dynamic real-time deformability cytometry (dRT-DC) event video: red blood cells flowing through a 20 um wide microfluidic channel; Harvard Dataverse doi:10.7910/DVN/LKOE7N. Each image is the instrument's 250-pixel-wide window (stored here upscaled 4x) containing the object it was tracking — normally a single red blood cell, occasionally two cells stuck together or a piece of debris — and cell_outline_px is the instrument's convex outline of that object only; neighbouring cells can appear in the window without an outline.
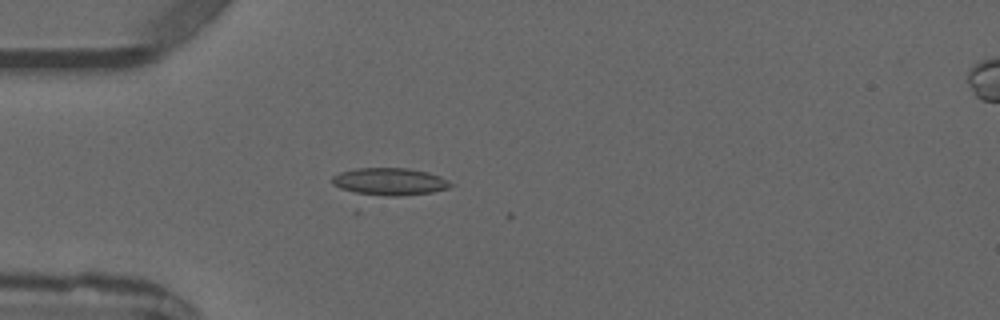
{"species": "common noctule bat (a hibernating species)", "species_latin": "Nyctalus noctula", "temperature_condition": "warm", "stored_images_in_passage": 4, "camera_frame_rate_fps": 3000, "um_per_image_px": 0.085, "animal": {"sex": "male", "forearm_length_mm": 52.5}, "frame": {"image": 1, "passage_image": 4, "time_ms": 4.0, "image_size_px": [1000, 320], "cell_outline_px": [[456, 184], [448, 188], [432, 192], [400, 196], [364, 196], [340, 188], [332, 184], [332, 176], [340, 172], [356, 168], [408, 168], [428, 172], [440, 176]], "centroid_in_image_um": [33.11, 15.45], "position_along_channel_um": 51.9, "area_um2": 19.31}}